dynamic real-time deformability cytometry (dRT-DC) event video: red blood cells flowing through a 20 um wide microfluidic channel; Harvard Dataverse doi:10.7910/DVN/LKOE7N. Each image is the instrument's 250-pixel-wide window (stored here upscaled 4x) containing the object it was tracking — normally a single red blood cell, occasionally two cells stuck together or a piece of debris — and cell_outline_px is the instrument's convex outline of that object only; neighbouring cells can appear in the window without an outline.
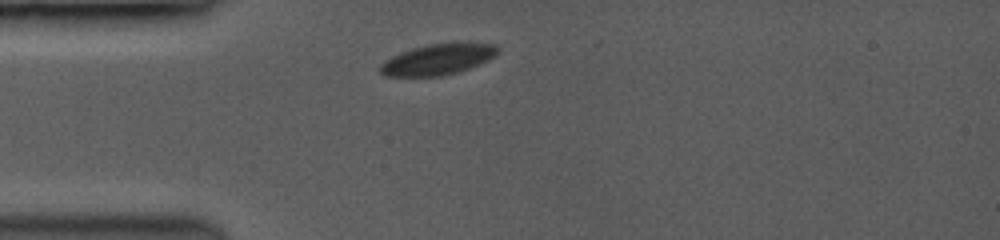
{"species": "common noctule bat (a hibernating species)", "species_latin": "Nyctalus noctula", "temperature_condition": "room temperature", "stored_images_in_passage": 25, "camera_frame_rate_fps": 3500, "um_per_image_px": 0.085, "animal": {"sex": "female", "body_mass_g": 19.0, "forearm_length_mm": 53.3}, "frame": {"image": 1, "passage_image": 1, "time_ms": 0.0, "image_size_px": [1000, 240], "cell_outline_px": [[500, 48], [488, 60], [468, 68], [456, 72], [440, 76], [388, 76], [380, 72], [380, 64], [392, 56], [412, 48], [428, 44], [496, 44]], "centroid_in_image_um": [37.17, 5.06], "position_along_channel_um": 47.8, "area_um2": 20.4}}
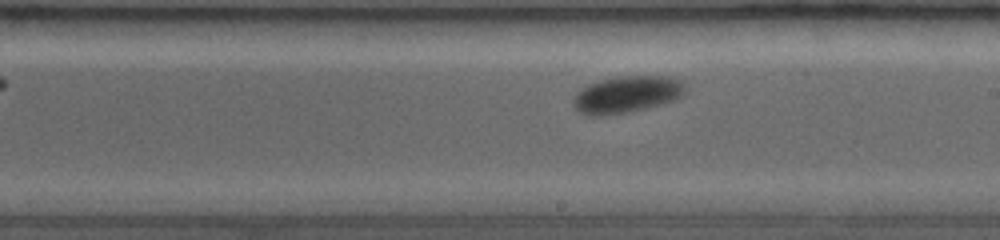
{"frame": {"image": 2, "passage_image": 14, "time_ms": 5.143, "image_size_px": [1000, 240], "cell_outline_px": [[684, 92], [680, 96], [672, 100], [640, 108], [620, 112], [584, 112], [576, 108], [576, 96], [588, 84], [620, 76], [668, 76], [676, 80], [684, 88]], "centroid_in_image_um": [53.34, 7.95], "position_along_channel_um": 235.7, "area_um2": 21.79}}
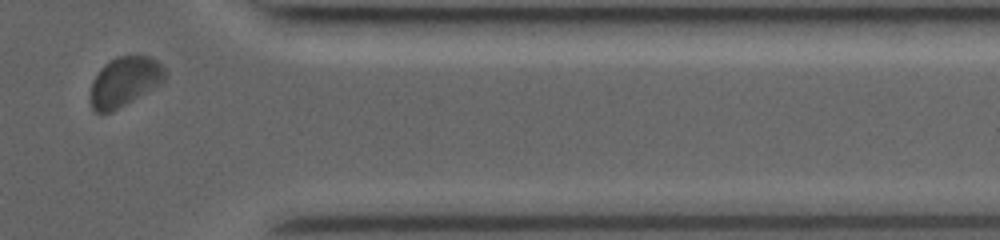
{"frame": {"image": 3, "passage_image": 23, "time_ms": 9.429, "image_size_px": [1000, 240], "cell_outline_px": [[164, 80], [160, 84], [112, 112], [92, 112], [88, 100], [92, 80], [100, 68], [104, 64], [116, 56], [148, 56], [156, 60], [164, 68]], "centroid_in_image_um": [10.51, 6.96], "position_along_channel_um": 400.9, "area_um2": 21.62}, "authors_computed_cell_mechanics": {"area_um2": 21.7906, "velocity_mm_per_s": 3.9238, "shape_relaxation_time_tau1_ms": 1.0516, "shape_relaxation_time_tau2_ms": null, "deformation_change_tau1": 0.047, "deformation_change_tau2": null}}